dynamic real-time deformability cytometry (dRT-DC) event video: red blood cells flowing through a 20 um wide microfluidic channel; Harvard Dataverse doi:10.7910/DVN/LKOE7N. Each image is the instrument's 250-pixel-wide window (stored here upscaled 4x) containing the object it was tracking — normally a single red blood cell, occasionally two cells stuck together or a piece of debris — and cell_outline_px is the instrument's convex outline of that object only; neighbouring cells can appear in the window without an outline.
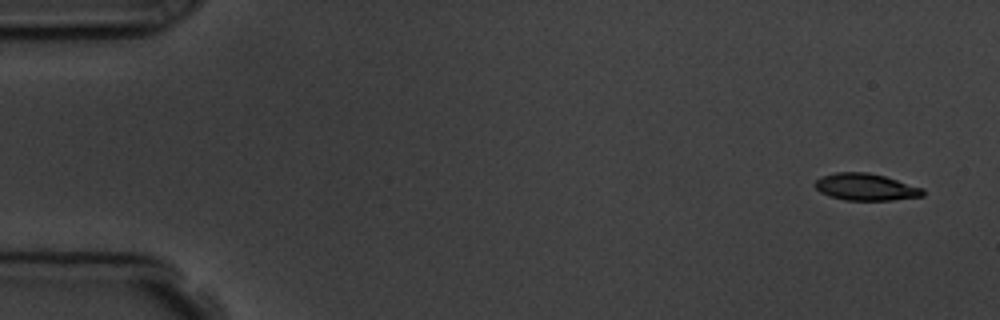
{"species": "common noctule bat (a hibernating species)", "species_latin": "Nyctalus noctula", "temperature_condition": "room temperature", "stored_images_in_passage": 7, "camera_frame_rate_fps": 3000, "um_per_image_px": 0.085, "animal": {"sex": "male", "body_mass_g": 19.5, "forearm_length_mm": 54.6}, "frame": {"image": 1, "passage_image": 1, "time_ms": 0.0, "image_size_px": [1000, 320], "cell_outline_px": [[924, 196], [892, 200], [844, 200], [828, 196], [820, 192], [812, 184], [820, 176], [836, 172], [868, 172], [884, 176], [924, 188]], "centroid_in_image_um": [73.56, 15.89], "position_along_channel_um": 11.4, "area_um2": 17.11}}
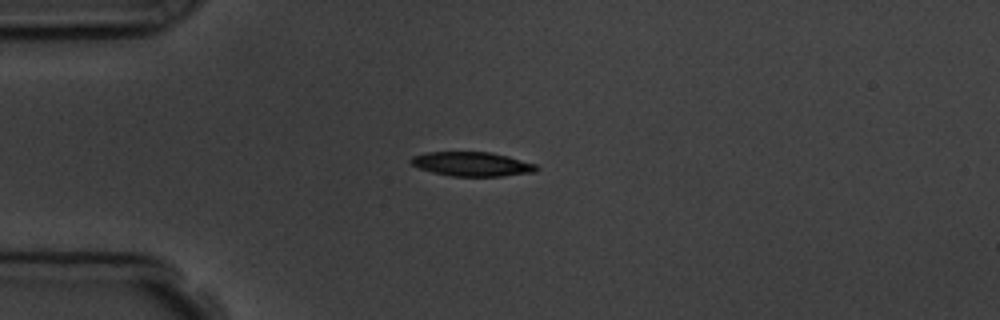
{"frame": {"image": 2, "passage_image": 4, "time_ms": 3.667, "image_size_px": [1000, 320], "cell_outline_px": [[540, 168], [536, 172], [500, 176], [452, 176], [432, 172], [420, 168], [412, 164], [408, 160], [412, 156], [428, 152], [492, 152], [508, 156], [536, 164]], "centroid_in_image_um": [40.14, 13.94], "position_along_channel_um": 44.9, "area_um2": 17.74}}